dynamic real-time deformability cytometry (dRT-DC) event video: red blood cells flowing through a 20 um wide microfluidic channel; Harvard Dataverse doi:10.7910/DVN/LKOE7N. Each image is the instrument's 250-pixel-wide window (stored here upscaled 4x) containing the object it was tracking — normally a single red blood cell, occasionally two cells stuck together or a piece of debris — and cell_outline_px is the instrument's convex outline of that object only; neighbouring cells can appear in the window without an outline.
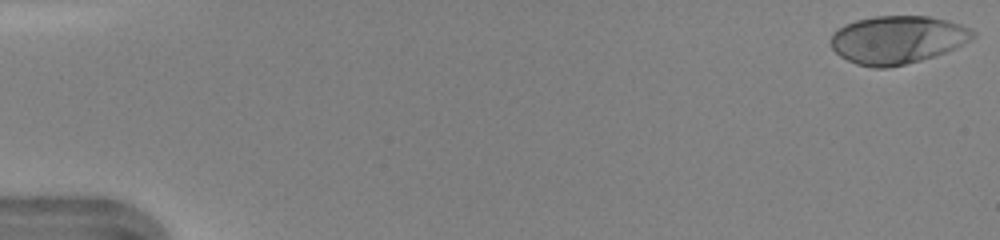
{"species": "human", "species_latin": "Homo sapiens", "temperature_condition": "warm", "stored_images_in_passage": 47, "camera_frame_rate_fps": 3000, "um_per_image_px": 0.085, "donor": {"sex": "female"}, "frame": {"image": 1, "passage_image": 1, "time_ms": 0.0, "image_size_px": [1000, 240], "cell_outline_px": [[976, 36], [956, 48], [920, 60], [904, 64], [884, 68], [872, 68], [856, 64], [840, 56], [832, 48], [832, 32], [844, 24], [856, 20], [876, 16], [928, 16], [960, 24], [972, 28], [976, 32]], "centroid_in_image_um": [76.28, 3.37], "position_along_channel_um": 8.7, "area_um2": 39.59}}
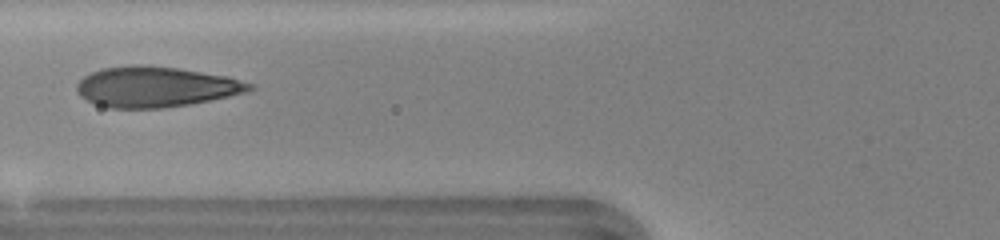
{"frame": {"image": 2, "passage_image": 19, "time_ms": 6.0, "image_size_px": [1000, 240], "cell_outline_px": [[256, 88], [248, 92], [188, 104], [164, 108], [108, 108], [96, 104], [80, 96], [76, 92], [76, 84], [84, 76], [92, 72], [104, 68], [132, 64], [140, 64], [176, 68], [228, 76], [256, 84]], "centroid_in_image_um": [13.25, 7.38], "position_along_channel_um": 112.6, "area_um2": 40.81}}
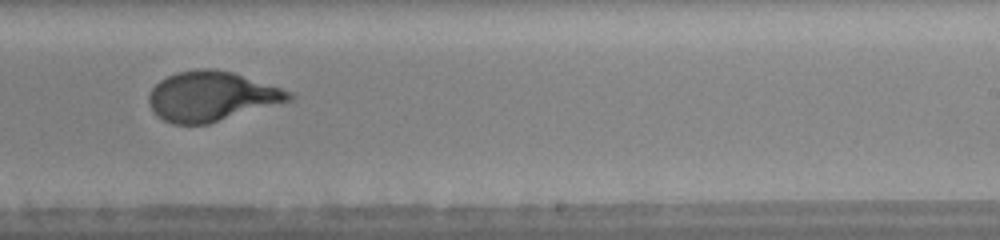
{"frame": {"image": 3, "passage_image": 30, "time_ms": 9.667, "image_size_px": [1000, 240], "cell_outline_px": [[296, 96], [292, 100], [208, 124], [172, 124], [156, 116], [148, 100], [148, 96], [152, 88], [160, 80], [176, 72], [196, 68], [216, 68], [232, 72], [292, 92]], "centroid_in_image_um": [17.96, 8.18], "position_along_channel_um": 271.0, "area_um2": 40.58}, "authors_computed_cell_mechanics": {"area_um2": 40.5178, "velocity_mm_per_s": 4.3186, "shape_relaxation_time_tau1_ms": 4.0154, "shape_relaxation_time_tau2_ms": null, "deformation_change_tau1": 0.2162, "deformation_change_tau2": null}}